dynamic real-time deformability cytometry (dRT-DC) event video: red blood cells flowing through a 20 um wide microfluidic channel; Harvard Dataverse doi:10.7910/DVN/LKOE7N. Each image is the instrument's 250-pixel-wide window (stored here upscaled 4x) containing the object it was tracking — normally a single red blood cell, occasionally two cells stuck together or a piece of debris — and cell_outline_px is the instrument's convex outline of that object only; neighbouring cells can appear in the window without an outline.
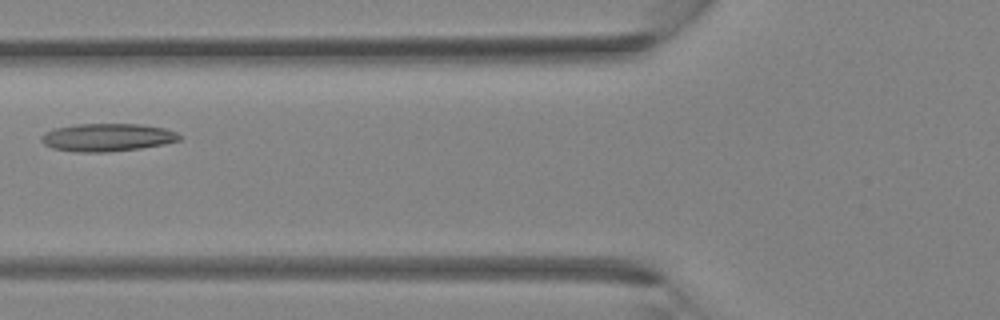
{"species": "Egyptian fruit bat (a non-hibernating species)", "species_latin": "Rousettus aegyptiacus", "temperature_condition": "room temperature", "stored_images_in_passage": 6, "camera_frame_rate_fps": 3000, "um_per_image_px": 0.085, "animal": {"sex": "female"}, "frame": {"image": 1, "passage_image": 6, "time_ms": 5.667, "image_size_px": [1000, 320], "cell_outline_px": [[184, 136], [180, 140], [164, 144], [140, 148], [108, 152], [76, 152], [52, 148], [44, 144], [40, 140], [40, 136], [44, 132], [56, 128], [76, 124], [140, 124], [164, 128], [176, 132]], "centroid_in_image_um": [9.12, 11.68], "position_along_channel_um": 116.7, "area_um2": 22.54}}